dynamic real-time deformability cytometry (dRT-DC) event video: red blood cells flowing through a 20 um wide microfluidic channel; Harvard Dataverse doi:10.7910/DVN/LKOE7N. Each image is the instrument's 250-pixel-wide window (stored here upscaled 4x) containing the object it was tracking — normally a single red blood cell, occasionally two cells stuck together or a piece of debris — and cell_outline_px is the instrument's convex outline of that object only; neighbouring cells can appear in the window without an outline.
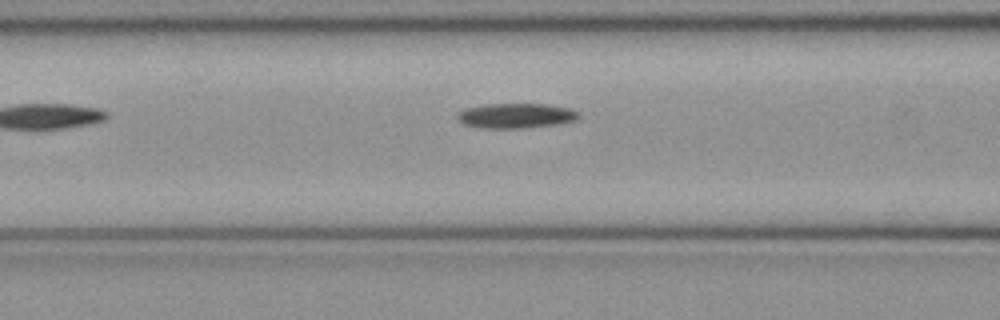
{"species": "common noctule bat (a hibernating species)", "species_latin": "Nyctalus noctula", "temperature_condition": "cold", "stored_images_in_passage": 35, "camera_frame_rate_fps": 3000, "um_per_image_px": 0.085, "animal": {"sex": "female", "body_mass_g": 21.9}, "frame": {"image": 1, "passage_image": 5, "time_ms": 1.333, "image_size_px": [1000, 320], "cell_outline_px": [[580, 116], [576, 120], [560, 124], [524, 128], [480, 128], [464, 124], [456, 116], [464, 108], [484, 104], [548, 104], [568, 108], [580, 112]], "centroid_in_image_um": [43.88, 9.83], "position_along_channel_um": 122.7, "area_um2": 17.74}}
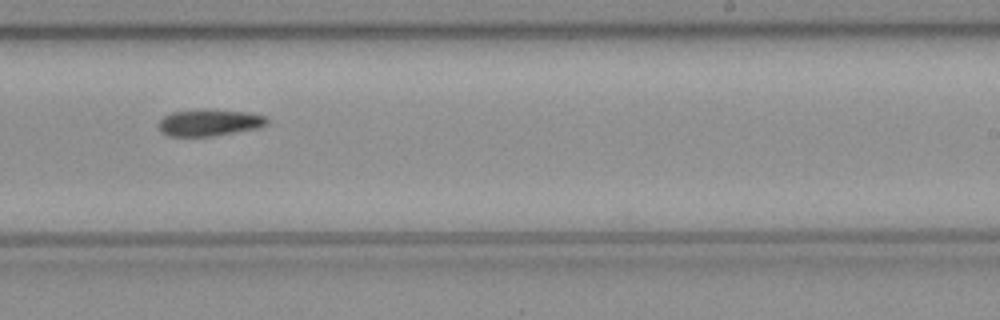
{"frame": {"image": 2, "passage_image": 16, "time_ms": 5.0, "image_size_px": [1000, 320], "cell_outline_px": [[268, 124], [256, 128], [212, 136], [168, 136], [160, 132], [160, 120], [164, 116], [172, 112], [200, 108], [204, 108], [248, 112], [264, 116], [268, 120]], "centroid_in_image_um": [17.77, 10.4], "position_along_channel_um": 271.2, "area_um2": 16.94}}
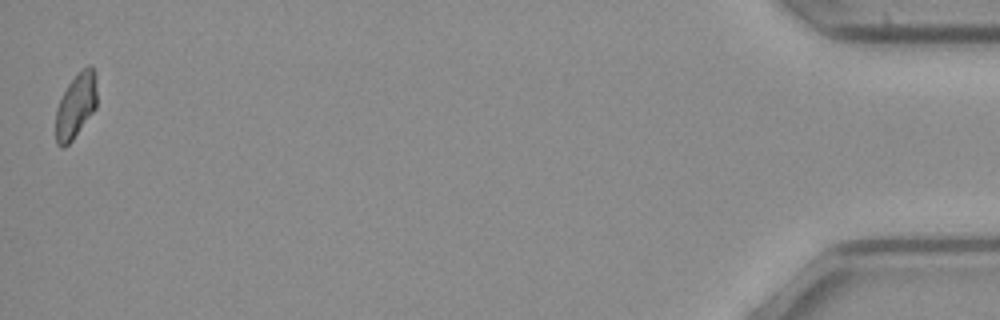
{"frame": {"image": 3, "passage_image": 35, "time_ms": 11.333, "image_size_px": [1000, 320], "cell_outline_px": [[96, 108], [72, 140], [64, 148], [60, 148], [56, 144], [56, 108], [68, 84], [76, 72], [88, 64], [96, 72]], "centroid_in_image_um": [6.45, 8.97], "position_along_channel_um": 428.8, "area_um2": 15.66}}